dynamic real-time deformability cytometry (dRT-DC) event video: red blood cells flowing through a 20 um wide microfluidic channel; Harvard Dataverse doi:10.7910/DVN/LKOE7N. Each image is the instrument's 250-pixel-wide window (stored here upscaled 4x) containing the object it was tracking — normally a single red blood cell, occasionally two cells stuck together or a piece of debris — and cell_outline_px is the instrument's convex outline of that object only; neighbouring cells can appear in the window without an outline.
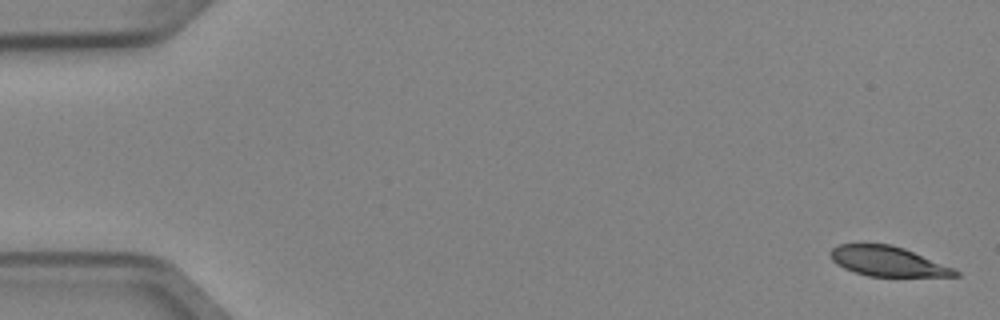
{"species": "Egyptian fruit bat (a non-hibernating species)", "species_latin": "Rousettus aegyptiacus", "temperature_condition": "cold", "stored_images_in_passage": 3, "camera_frame_rate_fps": 3000, "um_per_image_px": 0.085, "animal": {"sex": "female"}, "frame": {"image": 1, "passage_image": 1, "time_ms": 0.0, "image_size_px": [1000, 320], "cell_outline_px": [[960, 276], [868, 276], [844, 268], [836, 264], [832, 260], [828, 252], [832, 248], [840, 244], [892, 244], [904, 248], [956, 268], [960, 272]], "centroid_in_image_um": [75.48, 22.21], "position_along_channel_um": 9.5, "area_um2": 21.79}}